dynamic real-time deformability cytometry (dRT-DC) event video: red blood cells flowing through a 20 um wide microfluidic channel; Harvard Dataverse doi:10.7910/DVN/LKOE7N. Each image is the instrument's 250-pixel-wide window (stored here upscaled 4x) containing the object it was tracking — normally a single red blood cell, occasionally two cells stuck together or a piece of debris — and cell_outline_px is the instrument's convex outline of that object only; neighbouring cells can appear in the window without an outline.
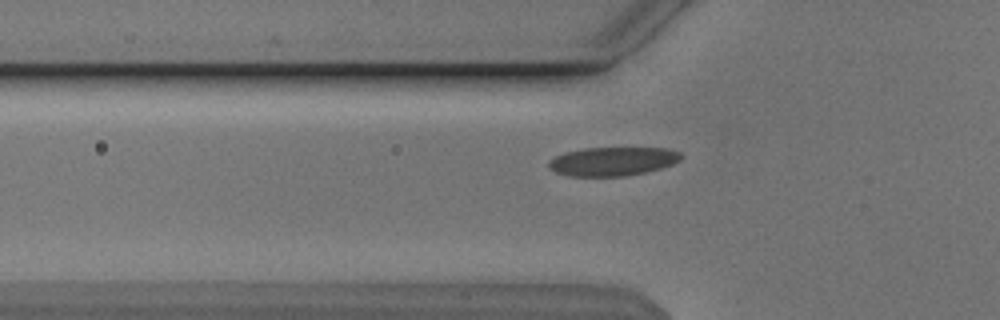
{"species": "Egyptian fruit bat (a non-hibernating species)", "species_latin": "Rousettus aegyptiacus", "temperature_condition": "cold", "stored_images_in_passage": 33, "camera_frame_rate_fps": 3000, "um_per_image_px": 0.085, "animal": {"sex": "male"}, "frame": {"image": 1, "passage_image": 3, "time_ms": 0.667, "image_size_px": [1000, 320], "cell_outline_px": [[684, 156], [680, 160], [672, 164], [660, 168], [644, 172], [624, 176], [568, 176], [556, 172], [548, 168], [548, 160], [564, 152], [584, 148], [668, 148], [680, 152]], "centroid_in_image_um": [52.06, 13.71], "position_along_channel_um": 73.7, "area_um2": 22.25}}
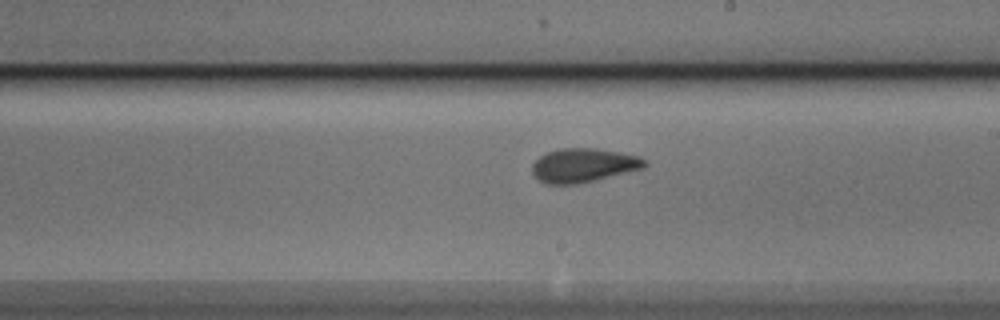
{"frame": {"image": 2, "passage_image": 16, "time_ms": 5.0, "image_size_px": [1000, 320], "cell_outline_px": [[648, 164], [644, 168], [580, 184], [544, 184], [532, 172], [532, 164], [540, 156], [548, 152], [560, 148], [596, 148], [620, 152], [640, 156], [648, 160]], "centroid_in_image_um": [49.63, 14.05], "position_along_channel_um": 239.4, "area_um2": 22.43}}
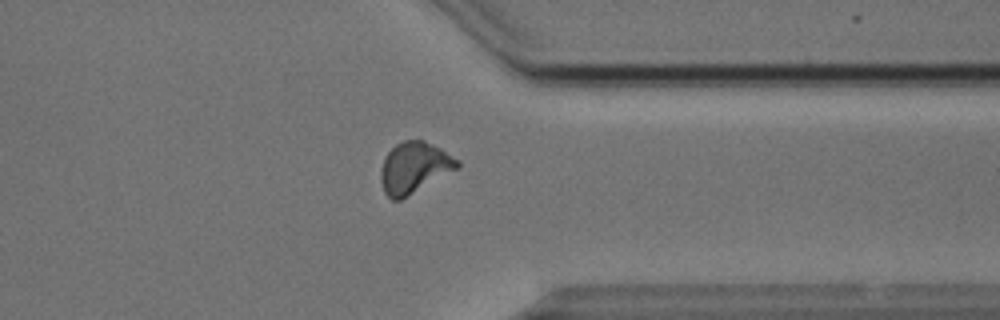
{"frame": {"image": 3, "passage_image": 27, "time_ms": 8.667, "image_size_px": [1000, 320], "cell_outline_px": [[460, 164], [456, 168], [400, 200], [392, 200], [384, 192], [380, 180], [380, 172], [384, 160], [388, 152], [396, 144], [404, 140], [424, 140], [440, 148], [460, 160]], "centroid_in_image_um": [35.18, 14.23], "position_along_channel_um": 376.2, "area_um2": 22.31}}